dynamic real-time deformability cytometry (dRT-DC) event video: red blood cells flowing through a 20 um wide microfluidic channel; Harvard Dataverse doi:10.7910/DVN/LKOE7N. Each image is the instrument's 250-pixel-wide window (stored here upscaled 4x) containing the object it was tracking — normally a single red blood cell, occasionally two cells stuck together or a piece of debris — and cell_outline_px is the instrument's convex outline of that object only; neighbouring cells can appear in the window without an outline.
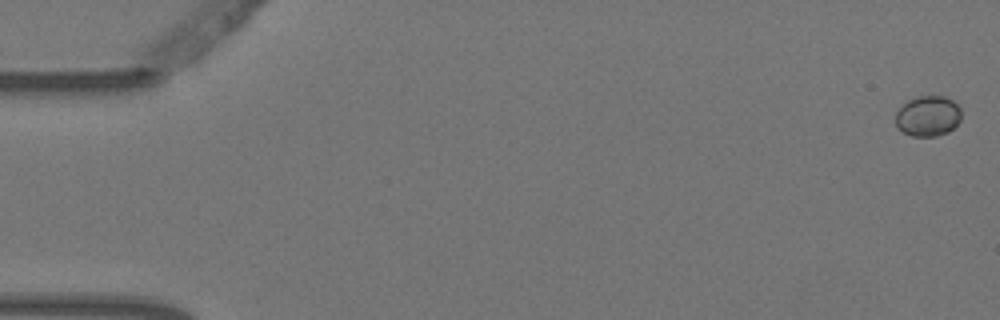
{"species": "Egyptian fruit bat (a non-hibernating species)", "species_latin": "Rousettus aegyptiacus", "temperature_condition": "warm", "stored_images_in_passage": 6, "camera_frame_rate_fps": 3000, "um_per_image_px": 0.085, "animal": {"sex": "female"}, "frame": {"image": 1, "passage_image": 1, "time_ms": 0.0, "image_size_px": [1000, 320], "cell_outline_px": [[960, 120], [948, 132], [936, 136], [912, 136], [904, 132], [896, 124], [896, 112], [908, 100], [916, 96], [944, 96], [952, 100], [960, 108]], "centroid_in_image_um": [78.88, 9.85], "position_along_channel_um": 6.1, "area_um2": 15.32}}
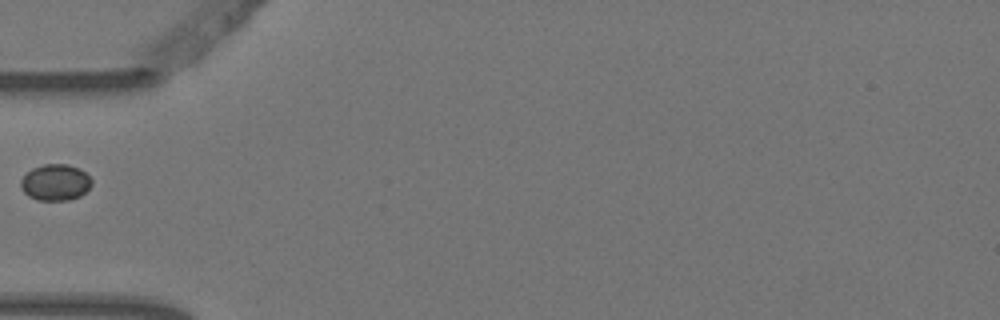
{"frame": {"image": 2, "passage_image": 5, "time_ms": 1.333, "image_size_px": [1000, 320], "cell_outline_px": [[92, 184], [80, 196], [68, 200], [36, 200], [28, 196], [20, 188], [20, 180], [32, 168], [44, 164], [68, 164], [80, 168], [92, 180]], "centroid_in_image_um": [4.69, 15.5], "position_along_channel_um": 80.3, "area_um2": 15.03}}
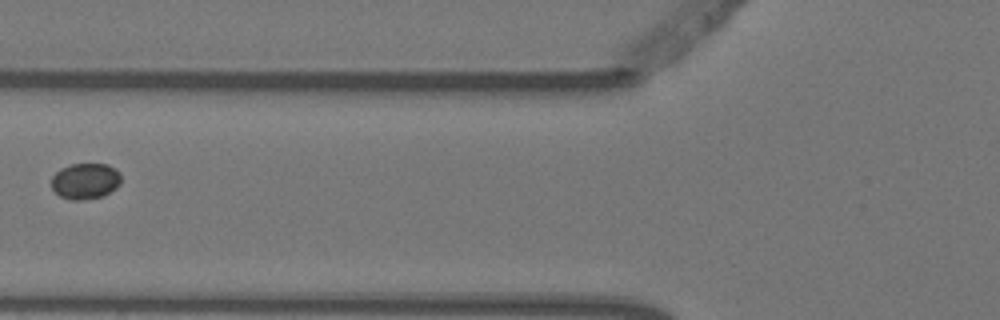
{"frame": {"image": 3, "passage_image": 6, "time_ms": 1.667, "image_size_px": [1000, 320], "cell_outline_px": [[120, 184], [116, 188], [104, 196], [84, 200], [72, 200], [60, 196], [52, 188], [52, 176], [60, 168], [72, 164], [108, 164], [116, 168], [120, 172]], "centroid_in_image_um": [7.27, 15.39], "position_along_channel_um": 118.5, "area_um2": 14.74}}